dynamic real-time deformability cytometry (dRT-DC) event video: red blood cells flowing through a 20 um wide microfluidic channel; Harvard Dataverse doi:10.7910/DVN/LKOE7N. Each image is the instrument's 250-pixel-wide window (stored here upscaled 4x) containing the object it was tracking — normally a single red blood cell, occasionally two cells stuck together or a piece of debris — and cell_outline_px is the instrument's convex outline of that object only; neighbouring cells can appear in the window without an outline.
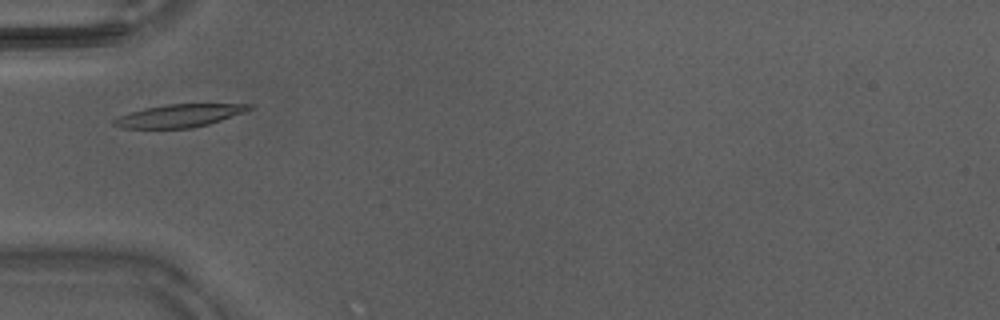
{"species": "Egyptian fruit bat (a non-hibernating species)", "species_latin": "Rousettus aegyptiacus", "temperature_condition": "warm", "stored_images_in_passage": 32, "camera_frame_rate_fps": 3000, "um_per_image_px": 0.085, "animal": {"sex": "male"}, "frame": {"image": 1, "passage_image": 2, "time_ms": 0.333, "image_size_px": [1000, 320], "cell_outline_px": [[252, 108], [244, 112], [208, 124], [192, 128], [124, 128], [112, 124], [112, 120], [120, 116], [144, 108], [168, 104], [252, 104]], "centroid_in_image_um": [15.23, 9.83], "position_along_channel_um": 69.8, "area_um2": 17.69}}
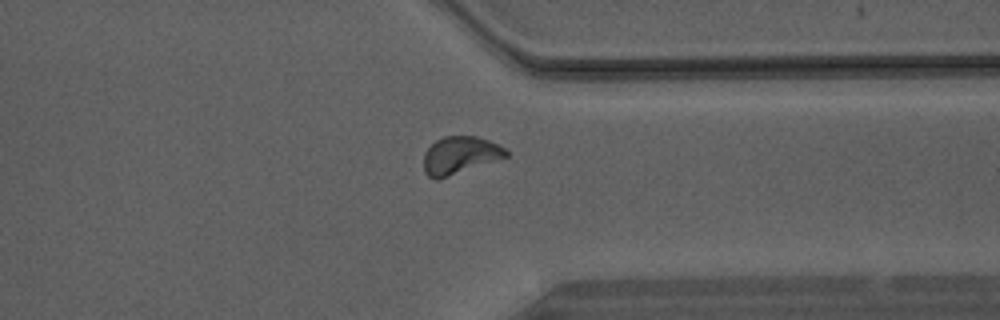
{"frame": {"image": 2, "passage_image": 22, "time_ms": 7.0, "image_size_px": [1000, 320], "cell_outline_px": [[508, 156], [436, 180], [428, 176], [424, 172], [424, 152], [436, 140], [444, 136], [476, 136], [488, 140], [504, 148], [508, 152]], "centroid_in_image_um": [39.06, 13.19], "position_along_channel_um": 372.3, "area_um2": 17.69}}
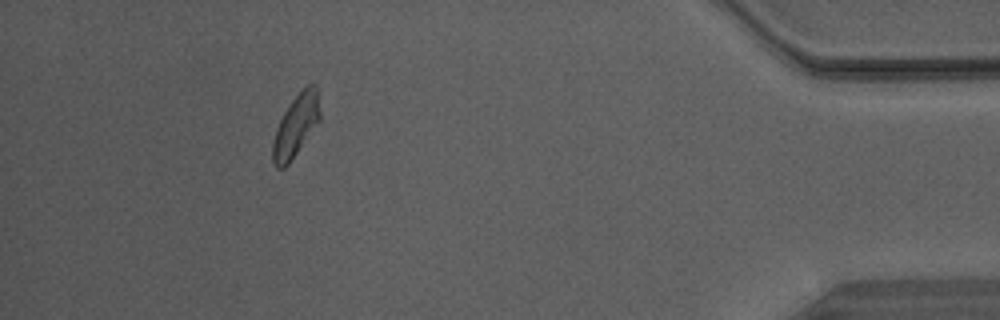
{"frame": {"image": 3, "passage_image": 28, "time_ms": 9.0, "image_size_px": [1000, 320], "cell_outline_px": [[320, 120], [288, 164], [284, 168], [276, 168], [272, 160], [272, 144], [276, 128], [284, 112], [292, 100], [308, 84], [316, 84], [320, 112]], "centroid_in_image_um": [25.14, 10.69], "position_along_channel_um": 410.1, "area_um2": 16.76}}